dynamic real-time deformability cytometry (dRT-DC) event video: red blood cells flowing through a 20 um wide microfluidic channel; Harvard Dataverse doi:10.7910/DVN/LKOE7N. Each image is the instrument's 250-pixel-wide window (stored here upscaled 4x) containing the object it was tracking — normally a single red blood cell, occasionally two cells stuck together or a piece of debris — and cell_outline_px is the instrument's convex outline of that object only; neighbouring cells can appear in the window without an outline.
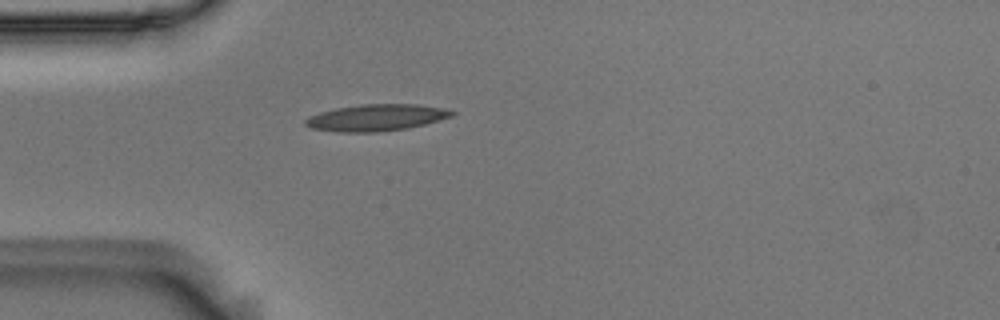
{"species": "Egyptian fruit bat (a non-hibernating species)", "species_latin": "Rousettus aegyptiacus", "temperature_condition": "room temperature", "stored_images_in_passage": 31, "camera_frame_rate_fps": 3000, "um_per_image_px": 0.085, "animal": {"sex": "male"}, "frame": {"image": 1, "passage_image": 1, "time_ms": 0.0, "image_size_px": [1000, 320], "cell_outline_px": [[456, 112], [452, 116], [424, 124], [408, 128], [376, 132], [336, 132], [312, 128], [304, 124], [304, 120], [308, 116], [320, 112], [336, 108], [364, 104], [416, 104], [440, 108]], "centroid_in_image_um": [31.93, 10.0], "position_along_channel_um": 53.1, "area_um2": 22.54}}
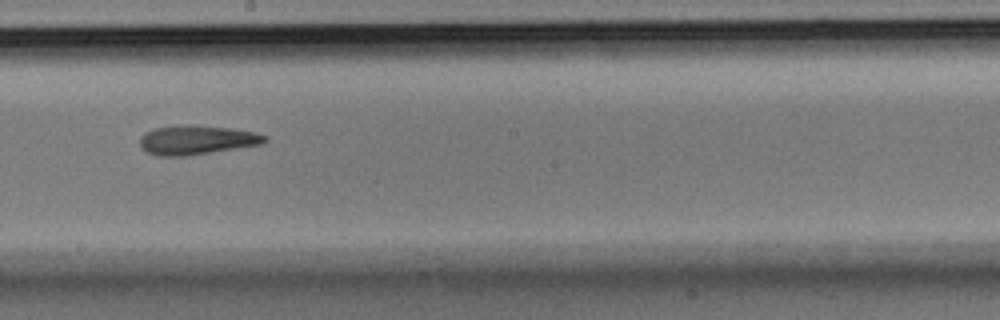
{"frame": {"image": 2, "passage_image": 16, "time_ms": 5.0, "image_size_px": [1000, 320], "cell_outline_px": [[268, 140], [260, 144], [188, 156], [156, 156], [144, 152], [140, 148], [140, 136], [144, 132], [152, 128], [176, 124], [192, 124], [232, 128], [252, 132], [268, 136]], "centroid_in_image_um": [16.62, 11.88], "position_along_channel_um": 231.6, "area_um2": 21.73}}
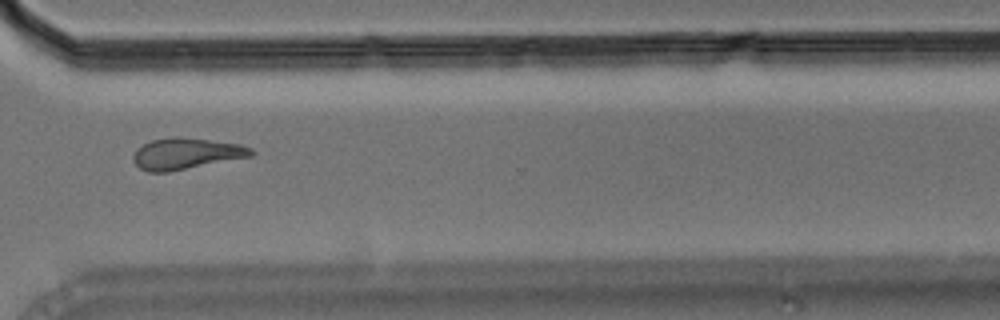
{"frame": {"image": 3, "passage_image": 26, "time_ms": 8.333, "image_size_px": [1000, 320], "cell_outline_px": [[256, 152], [252, 156], [168, 172], [148, 172], [140, 168], [132, 160], [132, 156], [136, 148], [152, 140], [176, 136], [240, 144], [252, 148]], "centroid_in_image_um": [15.81, 13.06], "position_along_channel_um": 354.8, "area_um2": 21.44}, "authors_computed_cell_mechanics": {"area_um2": 20.9236, "velocity_mm_per_s": 3.7047, "shape_relaxation_time_tau1_ms": 10.9258, "shape_relaxation_time_tau2_ms": 6.7921, "deformation_change_tau1": 0.2415, "deformation_change_tau2": 0.1605}}